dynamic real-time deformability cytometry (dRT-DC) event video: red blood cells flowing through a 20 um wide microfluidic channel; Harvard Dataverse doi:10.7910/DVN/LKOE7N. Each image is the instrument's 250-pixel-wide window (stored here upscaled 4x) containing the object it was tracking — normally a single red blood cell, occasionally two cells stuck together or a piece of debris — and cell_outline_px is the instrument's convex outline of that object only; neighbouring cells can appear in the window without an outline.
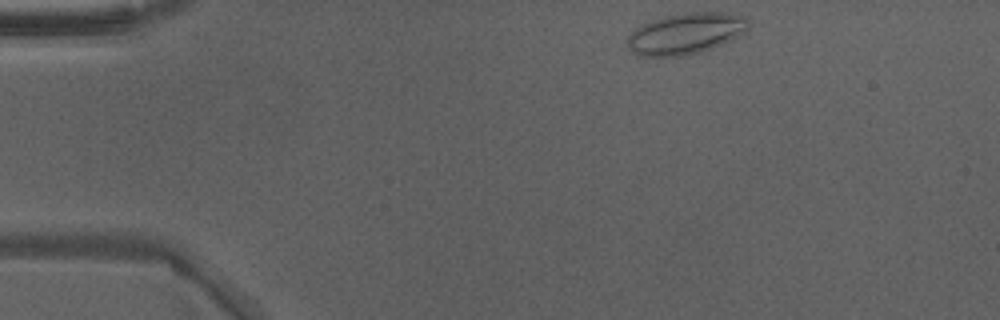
{"species": "Egyptian fruit bat (a non-hibernating species)", "species_latin": "Rousettus aegyptiacus", "temperature_condition": "warm", "stored_images_in_passage": 41, "camera_frame_rate_fps": 3000, "um_per_image_px": 0.085, "animal": {"sex": "male"}, "frame": {"image": 1, "passage_image": 1, "time_ms": 0.0, "image_size_px": [1000, 320], "cell_outline_px": [[748, 28], [744, 32], [720, 44], [700, 52], [684, 56], [636, 56], [628, 48], [628, 36], [640, 24], [664, 16], [688, 12], [720, 12], [744, 16], [748, 20]], "centroid_in_image_um": [58.23, 2.85], "position_along_channel_um": 26.8, "area_um2": 28.84}}
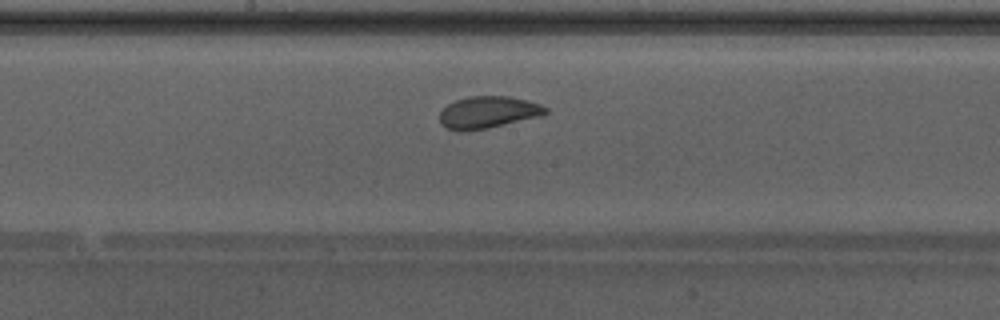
{"frame": {"image": 2, "passage_image": 19, "time_ms": 6.0, "image_size_px": [1000, 320], "cell_outline_px": [[548, 112], [544, 116], [488, 128], [444, 128], [440, 124], [440, 112], [448, 104], [456, 100], [472, 96], [508, 96], [540, 104], [548, 108]], "centroid_in_image_um": [41.56, 9.52], "position_along_channel_um": 206.6, "area_um2": 19.31}}
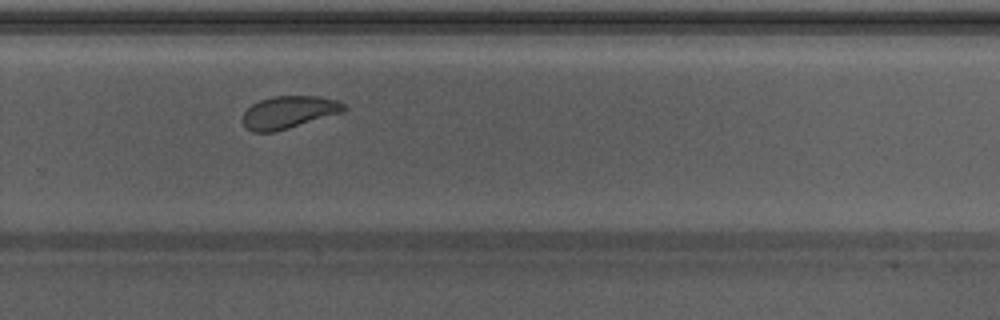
{"frame": {"image": 3, "passage_image": 26, "time_ms": 8.333, "image_size_px": [1000, 320], "cell_outline_px": [[348, 108], [344, 112], [288, 128], [272, 132], [252, 132], [240, 120], [244, 112], [252, 104], [260, 100], [272, 96], [320, 96], [336, 100], [344, 104]], "centroid_in_image_um": [24.55, 9.53], "position_along_channel_um": 305.3, "area_um2": 19.19}, "authors_computed_cell_mechanics": {"area_um2": 20.2878, "velocity_mm_per_s": 4.24, "shape_relaxation_time_tau1_ms": 3.1264, "shape_relaxation_time_tau2_ms": 0.7692, "deformation_change_tau1": 0.0977, "deformation_change_tau2": 0.0646}}